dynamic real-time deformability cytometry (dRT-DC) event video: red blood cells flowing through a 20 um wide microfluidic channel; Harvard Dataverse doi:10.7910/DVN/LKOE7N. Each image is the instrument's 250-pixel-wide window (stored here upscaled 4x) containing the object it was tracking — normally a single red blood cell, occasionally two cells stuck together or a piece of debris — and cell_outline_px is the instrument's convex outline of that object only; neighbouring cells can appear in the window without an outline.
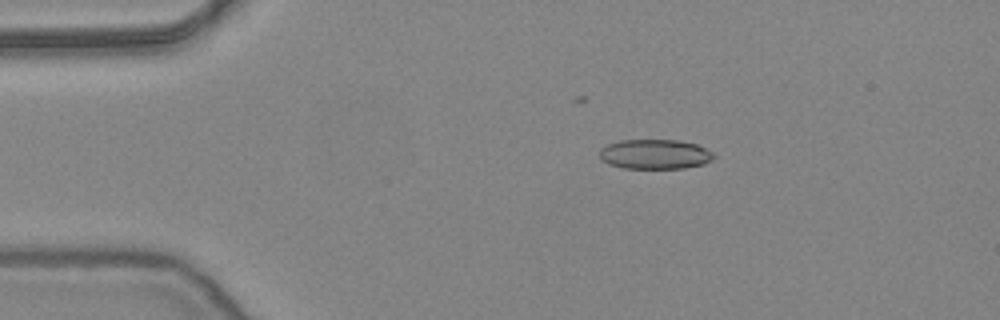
{"species": "common noctule bat (a hibernating species)", "species_latin": "Nyctalus noctula", "temperature_condition": "warm", "stored_images_in_passage": 38, "camera_frame_rate_fps": 3000, "um_per_image_px": 0.085, "animal": {"sex": "female", "body_mass_g": 24.6, "forearm_length_mm": 56.2}, "frame": {"image": 1, "passage_image": 10, "time_ms": 3.0, "image_size_px": [1000, 320], "cell_outline_px": [[716, 156], [712, 160], [704, 164], [684, 168], [624, 168], [608, 164], [600, 160], [600, 148], [608, 144], [620, 140], [680, 140], [696, 144], [712, 152]], "centroid_in_image_um": [55.66, 13.11], "position_along_channel_um": 29.3, "area_um2": 19.88}}
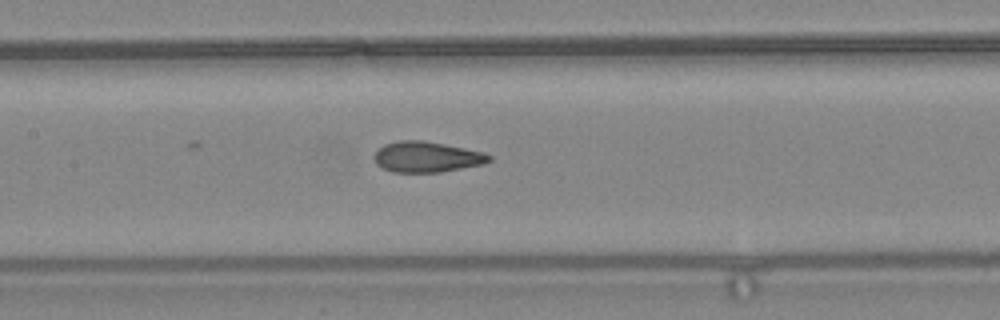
{"frame": {"image": 2, "passage_image": 25, "time_ms": 8.0, "image_size_px": [1000, 320], "cell_outline_px": [[492, 160], [484, 164], [440, 172], [392, 172], [380, 168], [376, 164], [372, 156], [384, 144], [400, 140], [424, 140], [484, 152], [492, 156]], "centroid_in_image_um": [36.26, 13.34], "position_along_channel_um": 171.1, "area_um2": 20.69}}
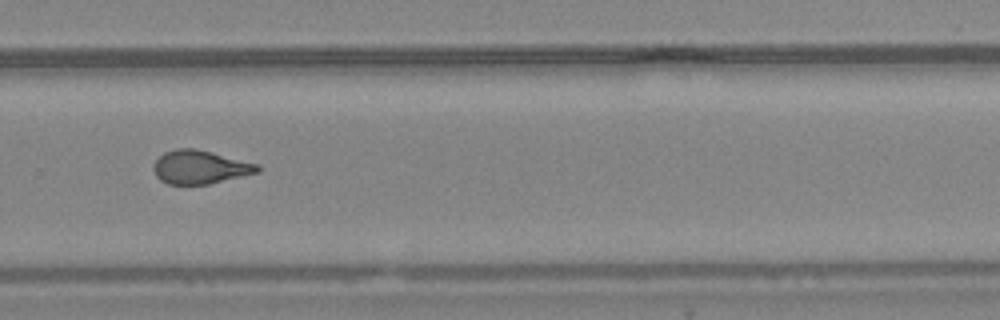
{"frame": {"image": 3, "passage_image": 36, "time_ms": 11.667, "image_size_px": [1000, 320], "cell_outline_px": [[260, 172], [208, 184], [168, 184], [160, 180], [156, 176], [152, 168], [156, 160], [164, 152], [176, 148], [196, 148], [260, 164]], "centroid_in_image_um": [17.01, 14.2], "position_along_channel_um": 312.8, "area_um2": 20.4}}